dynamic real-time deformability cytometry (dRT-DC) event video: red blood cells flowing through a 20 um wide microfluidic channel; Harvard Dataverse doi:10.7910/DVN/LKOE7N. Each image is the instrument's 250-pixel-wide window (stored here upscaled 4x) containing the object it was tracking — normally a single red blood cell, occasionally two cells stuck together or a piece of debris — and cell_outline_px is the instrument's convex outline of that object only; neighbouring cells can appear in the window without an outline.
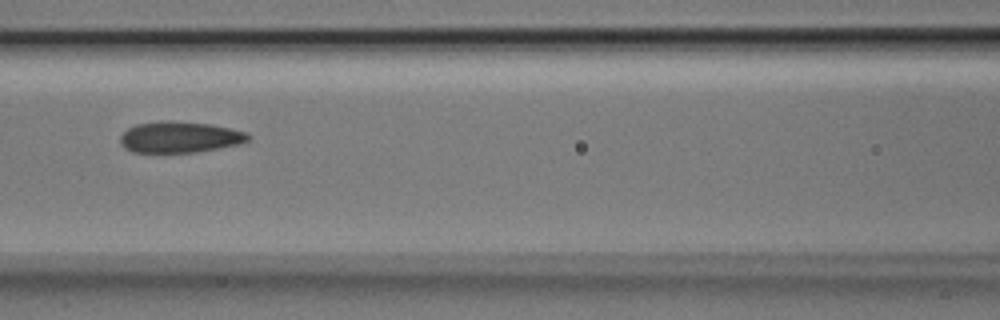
{"species": "Egyptian fruit bat (a non-hibernating species)", "species_latin": "Rousettus aegyptiacus", "temperature_condition": "room temperature", "stored_images_in_passage": 6, "camera_frame_rate_fps": 3000, "um_per_image_px": 0.085, "animal": {"sex": "male"}, "frame": {"image": 1, "passage_image": 6, "time_ms": 1.667, "image_size_px": [1000, 320], "cell_outline_px": [[252, 136], [248, 140], [240, 144], [196, 152], [132, 152], [124, 148], [120, 144], [120, 136], [128, 128], [136, 124], [160, 120], [172, 120], [212, 124], [248, 132]], "centroid_in_image_um": [15.28, 11.64], "position_along_channel_um": 151.3, "area_um2": 23.52}}